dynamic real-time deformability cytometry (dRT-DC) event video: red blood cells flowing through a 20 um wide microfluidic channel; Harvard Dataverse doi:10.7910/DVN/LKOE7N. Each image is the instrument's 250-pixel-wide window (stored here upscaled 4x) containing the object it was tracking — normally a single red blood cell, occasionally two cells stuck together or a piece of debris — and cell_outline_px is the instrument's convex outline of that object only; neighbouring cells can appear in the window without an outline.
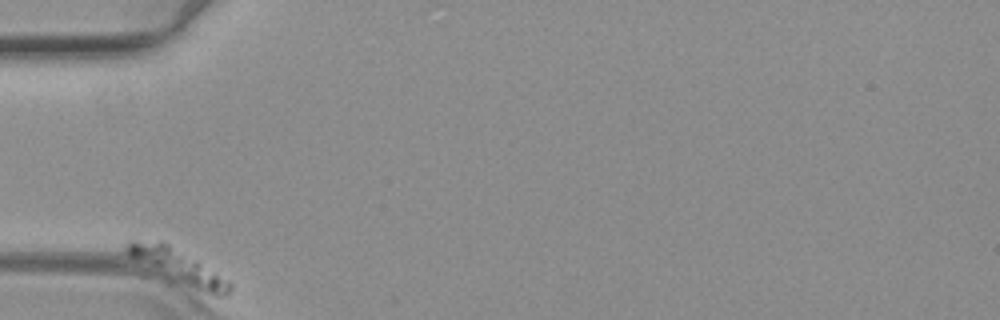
{"species": "common noctule bat (a hibernating species)", "species_latin": "Nyctalus noctula", "temperature_condition": "warm", "stored_images_in_passage": 50, "camera_frame_rate_fps": 3000, "um_per_image_px": 0.085, "animal": {"sex": "female", "body_mass_g": 19.3, "forearm_length_mm": 54.1}, "frame": {"image": 1, "passage_image": 1, "time_ms": 0.0, "image_size_px": [1000, 320], "cell_outline_px": [[232, 292], [228, 296], [216, 296], [196, 288], [128, 256], [124, 252], [124, 244], [132, 240], [164, 240], [228, 280], [232, 284]], "centroid_in_image_um": [15.14, 22.58], "position_along_channel_um": 69.9, "area_um2": 19.48}}
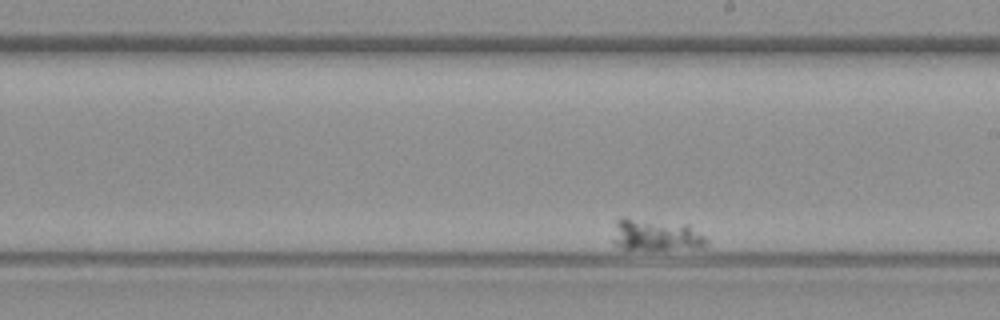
{"frame": {"image": 2, "passage_image": 29, "time_ms": 9.333, "image_size_px": [1000, 320], "cell_outline_px": [[704, 244], [700, 248], [620, 248], [612, 240], [616, 220], [620, 216], [624, 216], [688, 224], [704, 236]], "centroid_in_image_um": [55.67, 19.91], "position_along_channel_um": 233.3, "area_um2": 17.05}}
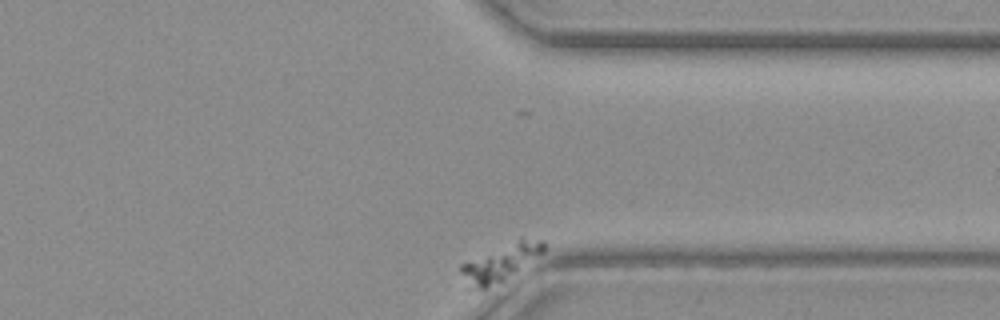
{"frame": {"image": 3, "passage_image": 50, "time_ms": 16.333, "image_size_px": [1000, 320], "cell_outline_px": [[544, 252], [504, 280], [484, 288], [468, 288], [460, 272], [460, 264], [520, 236], [524, 236], [544, 240]], "centroid_in_image_um": [42.56, 22.27], "position_along_channel_um": 368.8, "area_um2": 17.8}}